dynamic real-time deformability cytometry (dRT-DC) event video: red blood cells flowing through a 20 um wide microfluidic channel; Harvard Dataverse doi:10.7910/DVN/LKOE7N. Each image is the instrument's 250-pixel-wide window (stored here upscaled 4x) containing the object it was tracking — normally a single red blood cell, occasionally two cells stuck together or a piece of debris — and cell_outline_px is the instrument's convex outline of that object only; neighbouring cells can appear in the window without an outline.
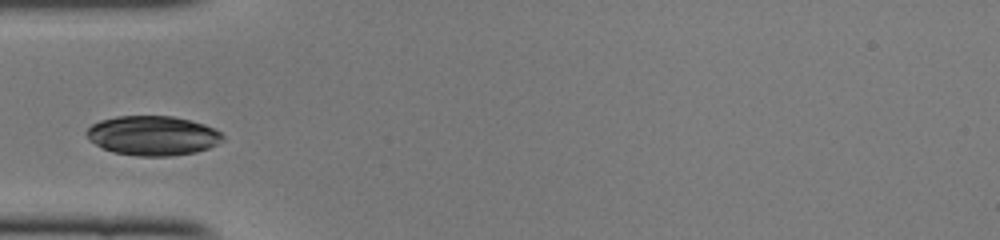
{"species": "common noctule bat (a hibernating species)", "species_latin": "Nyctalus noctula", "temperature_condition": "cold", "stored_images_in_passage": 8, "camera_frame_rate_fps": 3000, "um_per_image_px": 0.085, "animal": {"sex": "female", "body_mass_g": 22.0, "forearm_length_mm": 56.7}, "frame": {"image": 1, "passage_image": 1, "time_ms": 0.0, "image_size_px": [1000, 240], "cell_outline_px": [[224, 140], [208, 148], [196, 152], [172, 156], [136, 156], [112, 152], [88, 140], [84, 132], [92, 124], [100, 120], [116, 116], [172, 116], [204, 124], [220, 132], [224, 136]], "centroid_in_image_um": [12.95, 11.53], "position_along_channel_um": 72.0, "area_um2": 31.44}}